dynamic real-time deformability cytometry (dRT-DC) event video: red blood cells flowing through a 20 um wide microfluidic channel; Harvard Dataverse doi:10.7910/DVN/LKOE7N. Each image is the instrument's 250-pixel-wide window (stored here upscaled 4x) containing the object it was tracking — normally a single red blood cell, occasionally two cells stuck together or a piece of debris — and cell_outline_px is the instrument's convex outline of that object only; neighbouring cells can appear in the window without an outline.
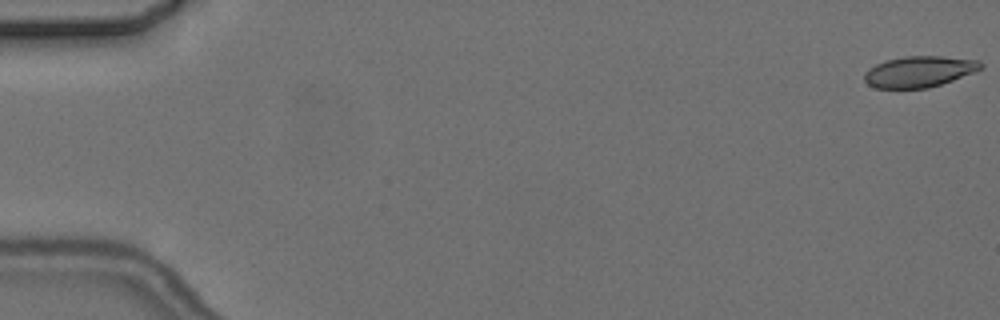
{"species": "common noctule bat (a hibernating species)", "species_latin": "Nyctalus noctula", "temperature_condition": "cold", "stored_images_in_passage": 6, "camera_frame_rate_fps": 3000, "um_per_image_px": 0.085, "animal": {"sex": "female", "body_mass_g": 24.6, "forearm_length_mm": 56.2}, "frame": {"image": 1, "passage_image": 1, "time_ms": 0.0, "image_size_px": [1000, 320], "cell_outline_px": [[984, 68], [976, 72], [928, 88], [876, 88], [868, 84], [864, 80], [864, 72], [868, 68], [876, 64], [888, 60], [904, 56], [940, 56], [980, 60], [984, 64]], "centroid_in_image_um": [78.16, 6.08], "position_along_channel_um": 6.8, "area_um2": 21.15}}